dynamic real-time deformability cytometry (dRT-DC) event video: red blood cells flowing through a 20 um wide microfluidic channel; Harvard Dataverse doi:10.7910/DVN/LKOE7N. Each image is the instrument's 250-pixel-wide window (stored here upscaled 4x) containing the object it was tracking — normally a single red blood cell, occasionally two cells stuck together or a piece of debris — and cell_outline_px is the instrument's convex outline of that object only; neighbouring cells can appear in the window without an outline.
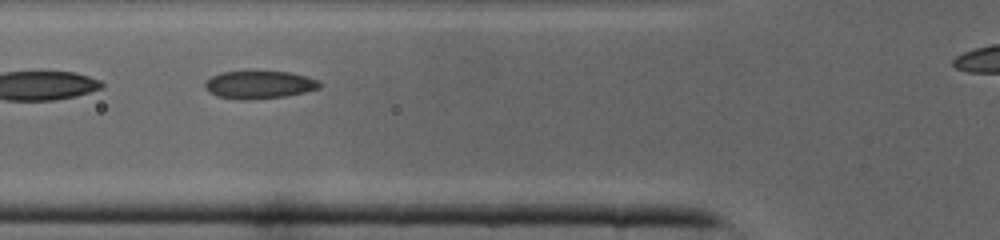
{"species": "common noctule bat (a hibernating species)", "species_latin": "Nyctalus noctula", "temperature_condition": "cold", "stored_images_in_passage": 13, "camera_frame_rate_fps": 3000, "um_per_image_px": 0.085, "animal": {"sex": "male", "body_mass_g": 19.0, "forearm_length_mm": 50.8}, "frame": {"image": 1, "passage_image": 3, "time_ms": 0.667, "image_size_px": [1000, 240], "cell_outline_px": [[320, 88], [304, 92], [284, 96], [248, 100], [240, 100], [216, 96], [208, 92], [204, 84], [212, 76], [224, 72], [288, 72], [308, 76], [320, 80]], "centroid_in_image_um": [22.05, 7.21], "position_along_channel_um": 103.7, "area_um2": 18.44}}